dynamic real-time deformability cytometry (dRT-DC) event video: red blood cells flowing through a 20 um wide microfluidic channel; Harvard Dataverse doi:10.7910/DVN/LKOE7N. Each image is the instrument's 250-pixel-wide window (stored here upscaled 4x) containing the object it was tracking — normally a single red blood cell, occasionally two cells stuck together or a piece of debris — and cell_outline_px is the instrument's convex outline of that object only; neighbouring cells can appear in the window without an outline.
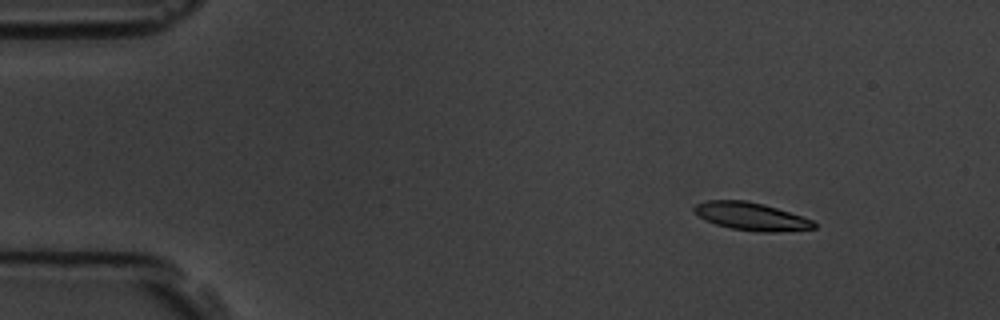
{"species": "common noctule bat (a hibernating species)", "species_latin": "Nyctalus noctula", "temperature_condition": "room temperature", "stored_images_in_passage": 4, "camera_frame_rate_fps": 3000, "um_per_image_px": 0.085, "animal": {"sex": "male", "body_mass_g": 19.5, "forearm_length_mm": 54.6}, "frame": {"image": 1, "passage_image": 2, "time_ms": 1.333, "image_size_px": [1000, 320], "cell_outline_px": [[816, 228], [772, 232], [764, 232], [732, 228], [716, 224], [704, 220], [692, 212], [692, 208], [696, 204], [708, 200], [748, 200], [764, 204], [812, 220], [816, 224]], "centroid_in_image_um": [63.78, 18.38], "position_along_channel_um": 21.2, "area_um2": 19.25}}
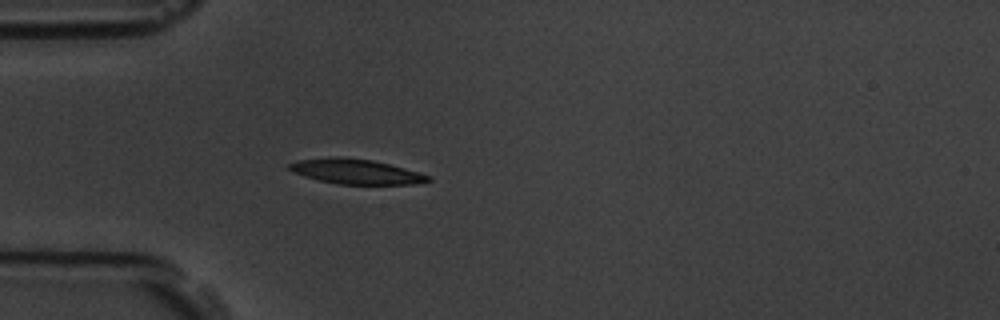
{"frame": {"image": 2, "passage_image": 4, "time_ms": 4.333, "image_size_px": [1000, 320], "cell_outline_px": [[432, 180], [412, 184], [336, 184], [304, 176], [288, 168], [288, 164], [300, 160], [336, 156], [372, 160], [404, 168], [432, 176]], "centroid_in_image_um": [30.28, 14.58], "position_along_channel_um": 54.7, "area_um2": 19.88}}